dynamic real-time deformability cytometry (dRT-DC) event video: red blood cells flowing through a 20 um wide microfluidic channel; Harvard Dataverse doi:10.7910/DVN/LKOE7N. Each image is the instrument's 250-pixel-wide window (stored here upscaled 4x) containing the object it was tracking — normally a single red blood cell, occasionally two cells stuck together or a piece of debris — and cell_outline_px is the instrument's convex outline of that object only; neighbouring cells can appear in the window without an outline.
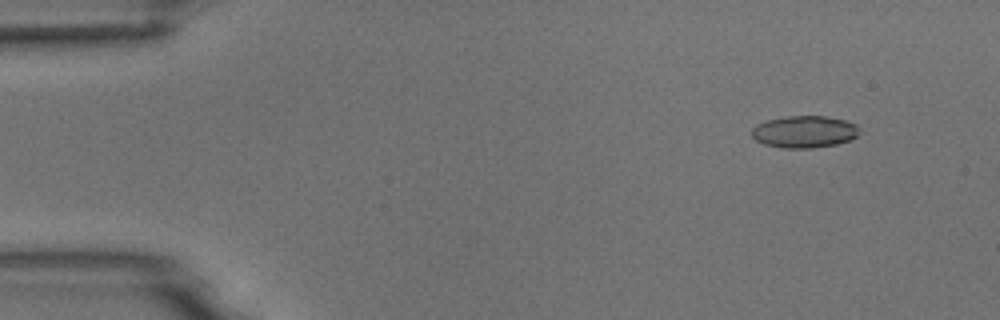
{"species": "common noctule bat (a hibernating species)", "species_latin": "Nyctalus noctula", "temperature_condition": "room temperature", "stored_images_in_passage": 55, "camera_frame_rate_fps": 3000, "um_per_image_px": 0.085, "animal": {"sex": "male", "body_mass_g": 18.8}, "frame": {"image": 1, "passage_image": 6, "time_ms": 1.667, "image_size_px": [1000, 320], "cell_outline_px": [[860, 132], [856, 136], [848, 140], [836, 144], [812, 148], [784, 148], [764, 144], [756, 140], [752, 136], [752, 128], [756, 124], [768, 120], [788, 116], [824, 116], [844, 120], [856, 124]], "centroid_in_image_um": [68.36, 11.2], "position_along_channel_um": 16.6, "area_um2": 19.94}}
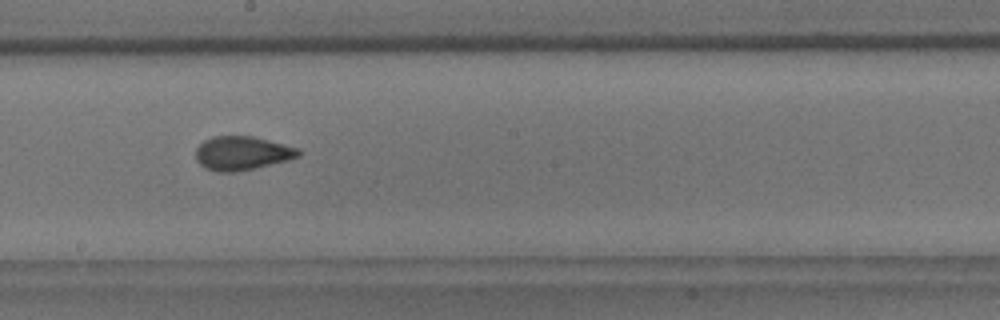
{"frame": {"image": 2, "passage_image": 31, "time_ms": 10.0, "image_size_px": [1000, 320], "cell_outline_px": [[300, 156], [288, 160], [256, 168], [236, 172], [216, 172], [204, 168], [196, 160], [196, 148], [204, 140], [212, 136], [252, 136], [300, 148]], "centroid_in_image_um": [20.56, 13.03], "position_along_channel_um": 227.6, "area_um2": 20.4}}
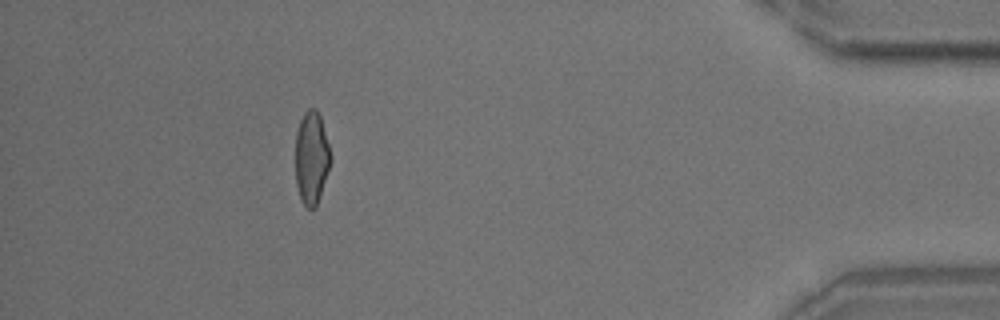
{"frame": {"image": 3, "passage_image": 50, "time_ms": 16.333, "image_size_px": [1000, 320], "cell_outline_px": [[332, 160], [316, 208], [308, 208], [300, 200], [296, 184], [296, 132], [300, 120], [304, 112], [308, 108], [316, 108], [320, 116], [332, 156]], "centroid_in_image_um": [26.48, 13.42], "position_along_channel_um": 408.7, "area_um2": 19.19}, "authors_computed_cell_mechanics": {"area_um2": 20.0566, "velocity_mm_per_s": 3.7079, "shape_relaxation_time_tau1_ms": 8.4351, "shape_relaxation_time_tau2_ms": 1.2136, "deformation_change_tau1": 0.179, "deformation_change_tau2": 0.0679}}